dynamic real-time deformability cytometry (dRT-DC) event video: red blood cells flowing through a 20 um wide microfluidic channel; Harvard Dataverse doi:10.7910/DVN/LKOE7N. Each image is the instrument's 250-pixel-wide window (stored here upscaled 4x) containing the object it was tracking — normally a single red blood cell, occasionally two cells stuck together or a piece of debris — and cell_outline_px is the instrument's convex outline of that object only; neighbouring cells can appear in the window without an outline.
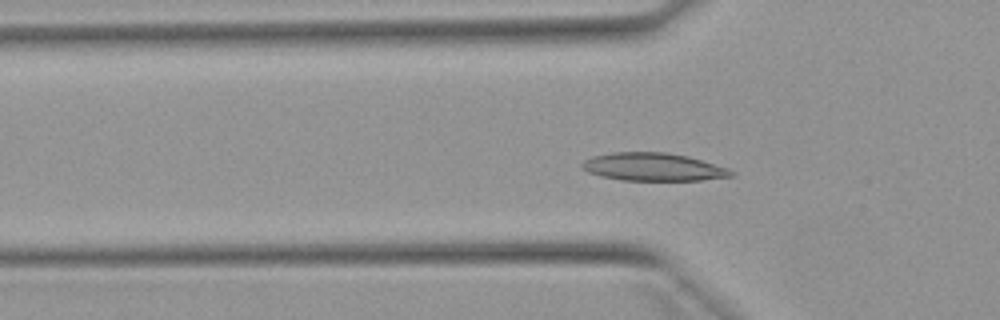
{"species": "Egyptian fruit bat (a non-hibernating species)", "species_latin": "Rousettus aegyptiacus", "temperature_condition": "warm", "stored_images_in_passage": 52, "camera_frame_rate_fps": 3000, "um_per_image_px": 0.085, "animal": {"sex": "female"}, "frame": {"image": 1, "passage_image": 17, "time_ms": 5.333, "image_size_px": [1000, 320], "cell_outline_px": [[736, 176], [700, 180], [620, 180], [600, 176], [588, 172], [580, 168], [580, 164], [584, 160], [592, 156], [612, 152], [668, 152], [688, 156], [728, 168], [736, 172]], "centroid_in_image_um": [55.52, 14.19], "position_along_channel_um": 70.3, "area_um2": 24.51}}
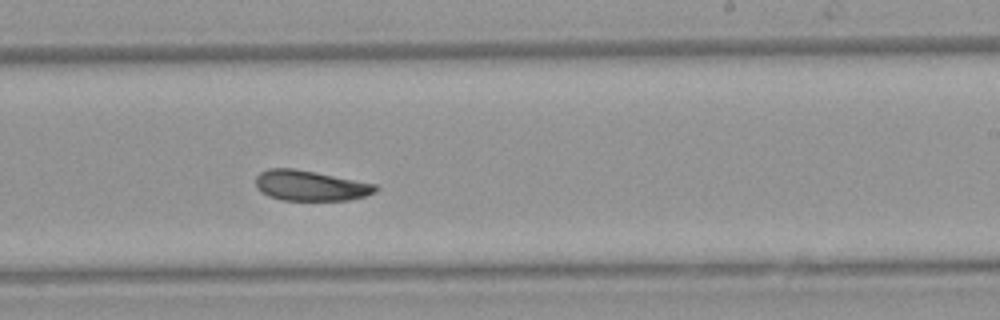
{"frame": {"image": 2, "passage_image": 32, "time_ms": 10.333, "image_size_px": [1000, 320], "cell_outline_px": [[376, 192], [364, 196], [348, 200], [280, 200], [268, 196], [260, 192], [256, 188], [256, 176], [260, 172], [268, 168], [296, 168], [376, 184]], "centroid_in_image_um": [26.33, 15.77], "position_along_channel_um": 262.7, "area_um2": 21.27}}
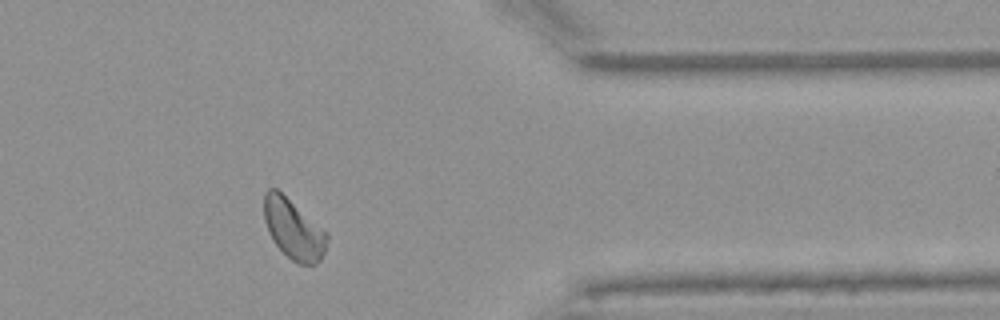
{"frame": {"image": 3, "passage_image": 43, "time_ms": 14.0, "image_size_px": [1000, 320], "cell_outline_px": [[328, 240], [324, 252], [320, 260], [316, 264], [296, 264], [272, 240], [268, 232], [264, 220], [264, 192], [268, 188], [276, 188], [328, 232]], "centroid_in_image_um": [24.95, 19.47], "position_along_channel_um": 386.5, "area_um2": 22.02}, "authors_computed_cell_mechanics": {"area_um2": 22.2819, "velocity_mm_per_s": 3.8588, "shape_relaxation_time_tau1_ms": 4.1643, "shape_relaxation_time_tau2_ms": 8.8945, "deformation_change_tau1": 0.0988, "deformation_change_tau2": 0.1276}}